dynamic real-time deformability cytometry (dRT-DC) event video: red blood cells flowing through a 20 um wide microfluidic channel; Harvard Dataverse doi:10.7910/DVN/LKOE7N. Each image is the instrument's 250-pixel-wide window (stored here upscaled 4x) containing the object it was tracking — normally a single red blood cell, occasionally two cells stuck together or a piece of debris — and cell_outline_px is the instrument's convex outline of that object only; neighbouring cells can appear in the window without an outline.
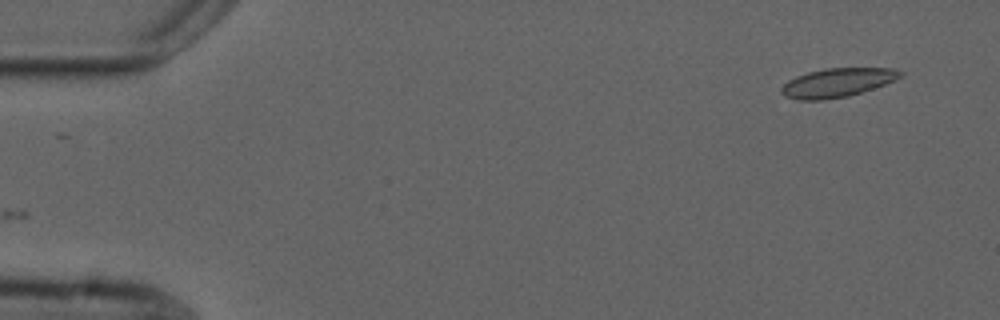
{"species": "common noctule bat (a hibernating species)", "species_latin": "Nyctalus noctula", "temperature_condition": "cold", "stored_images_in_passage": 2, "camera_frame_rate_fps": 3000, "um_per_image_px": 0.085, "animal": {"sex": "male", "forearm_length_mm": 52.5}, "frame": {"image": 1, "passage_image": 2, "time_ms": 1.667, "image_size_px": [1000, 320], "cell_outline_px": [[904, 76], [884, 84], [848, 96], [824, 100], [800, 100], [784, 96], [780, 92], [780, 88], [788, 80], [796, 76], [808, 72], [824, 68], [896, 68], [904, 72]], "centroid_in_image_um": [71.16, 7.02], "position_along_channel_um": 13.8, "area_um2": 20.06}}